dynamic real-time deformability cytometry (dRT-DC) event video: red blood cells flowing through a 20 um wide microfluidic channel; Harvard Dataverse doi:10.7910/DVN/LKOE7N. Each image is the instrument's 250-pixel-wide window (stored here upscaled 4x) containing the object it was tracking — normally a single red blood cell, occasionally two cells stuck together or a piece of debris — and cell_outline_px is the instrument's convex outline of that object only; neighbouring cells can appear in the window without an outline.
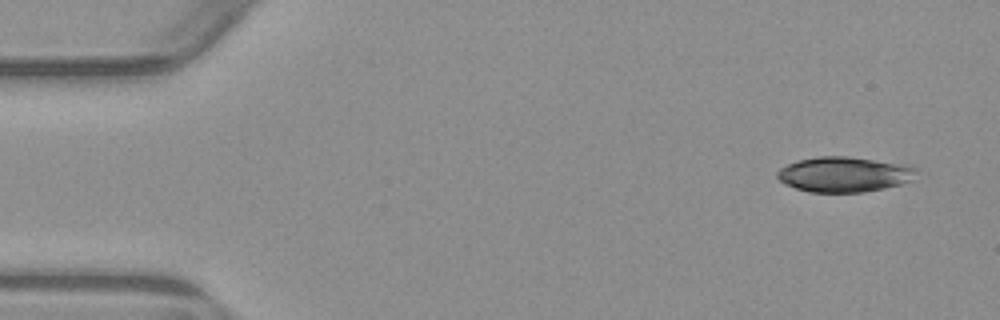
{"species": "common noctule bat (a hibernating species)", "species_latin": "Nyctalus noctula", "temperature_condition": "warm", "stored_images_in_passage": 4, "camera_frame_rate_fps": 3000, "um_per_image_px": 0.085, "animal": {"sex": "male", "body_mass_g": 23.1, "forearm_length_mm": 52.7}, "frame": {"image": 1, "passage_image": 1, "time_ms": 0.0, "image_size_px": [1000, 320], "cell_outline_px": [[916, 180], [884, 188], [864, 192], [808, 192], [784, 184], [776, 176], [776, 172], [780, 168], [796, 160], [820, 156], [848, 156], [908, 164], [916, 168]], "centroid_in_image_um": [71.78, 14.81], "position_along_channel_um": 13.2, "area_um2": 28.9}}
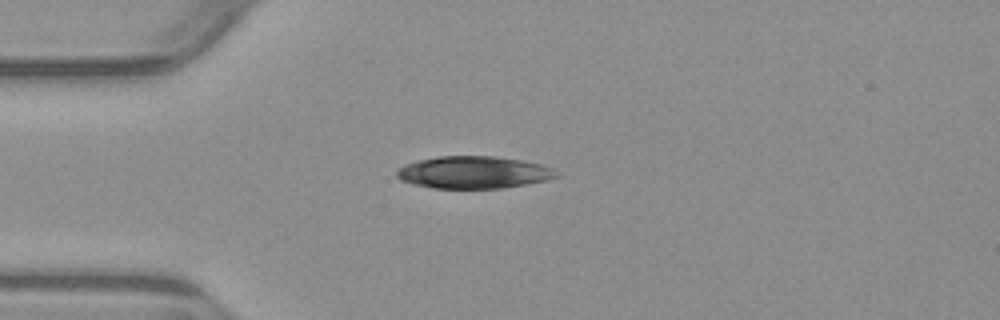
{"frame": {"image": 2, "passage_image": 3, "time_ms": 3.333, "image_size_px": [1000, 320], "cell_outline_px": [[560, 176], [548, 180], [528, 184], [504, 188], [432, 188], [412, 184], [400, 180], [396, 176], [396, 172], [404, 164], [420, 160], [440, 156], [496, 156], [520, 160], [540, 164], [552, 168], [560, 172]], "centroid_in_image_um": [40.29, 14.66], "position_along_channel_um": 44.7, "area_um2": 30.17}}